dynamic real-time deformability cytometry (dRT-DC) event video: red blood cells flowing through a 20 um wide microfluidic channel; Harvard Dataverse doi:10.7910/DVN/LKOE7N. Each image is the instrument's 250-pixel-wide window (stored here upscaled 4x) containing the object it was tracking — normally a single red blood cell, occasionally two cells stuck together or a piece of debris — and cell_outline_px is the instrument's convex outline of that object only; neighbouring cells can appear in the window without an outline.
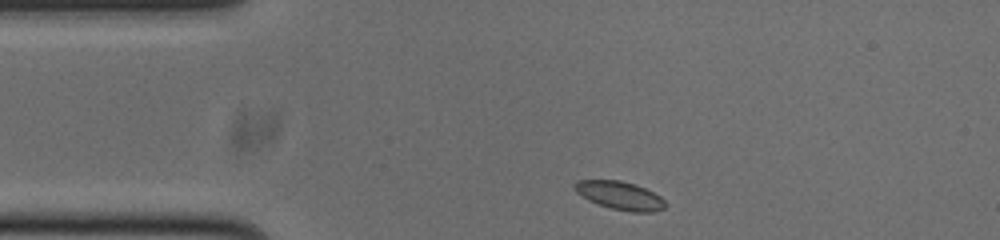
{"species": "common noctule bat (a hibernating species)", "species_latin": "Nyctalus noctula", "temperature_condition": "cold", "stored_images_in_passage": 46, "camera_frame_rate_fps": 3000, "um_per_image_px": 0.085, "animal": {"sex": "male", "body_mass_g": 20.0, "forearm_length_mm": 53.3}, "frame": {"image": 1, "passage_image": 1, "time_ms": 0.0, "image_size_px": [1000, 240], "cell_outline_px": [[668, 204], [664, 208], [656, 212], [632, 212], [612, 208], [588, 200], [576, 192], [572, 188], [576, 180], [620, 180], [636, 184], [660, 196]], "centroid_in_image_um": [52.7, 16.61], "position_along_channel_um": 32.3, "area_um2": 14.97}}
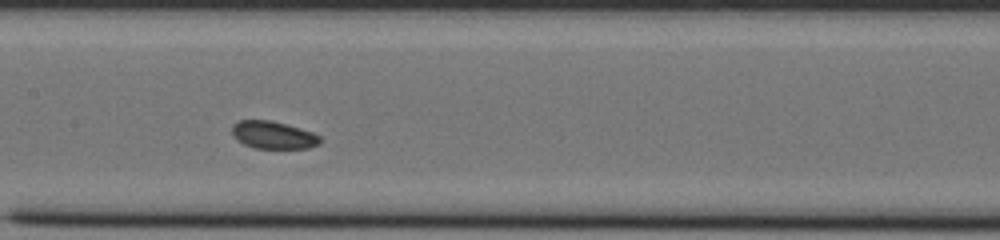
{"frame": {"image": 2, "passage_image": 16, "time_ms": 5.0, "image_size_px": [1000, 240], "cell_outline_px": [[320, 144], [308, 148], [256, 148], [244, 144], [236, 140], [232, 132], [232, 124], [240, 120], [272, 120], [288, 124], [312, 132], [320, 136]], "centroid_in_image_um": [23.22, 11.47], "position_along_channel_um": 184.2, "area_um2": 14.22}}
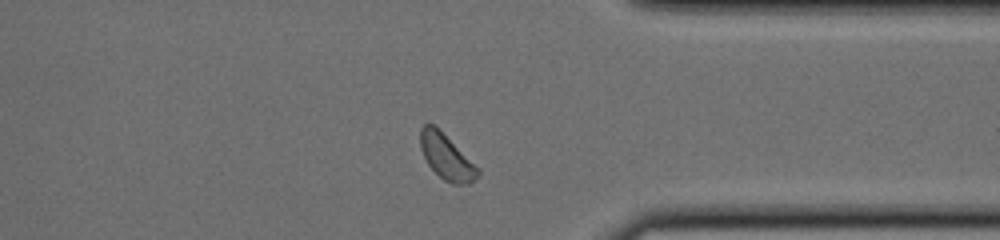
{"frame": {"image": 3, "passage_image": 32, "time_ms": 10.333, "image_size_px": [1000, 240], "cell_outline_px": [[480, 176], [468, 184], [452, 184], [444, 180], [428, 164], [420, 148], [420, 128], [424, 124], [436, 124], [480, 168]], "centroid_in_image_um": [37.98, 13.3], "position_along_channel_um": 373.4, "area_um2": 15.49}, "authors_computed_cell_mechanics": {"area_um2": 14.9991, "velocity_mm_per_s": 3.7134, "shape_relaxation_time_tau1_ms": null, "shape_relaxation_time_tau2_ms": 1.636, "deformation_change_tau1": null, "deformation_change_tau2": 0.052}}